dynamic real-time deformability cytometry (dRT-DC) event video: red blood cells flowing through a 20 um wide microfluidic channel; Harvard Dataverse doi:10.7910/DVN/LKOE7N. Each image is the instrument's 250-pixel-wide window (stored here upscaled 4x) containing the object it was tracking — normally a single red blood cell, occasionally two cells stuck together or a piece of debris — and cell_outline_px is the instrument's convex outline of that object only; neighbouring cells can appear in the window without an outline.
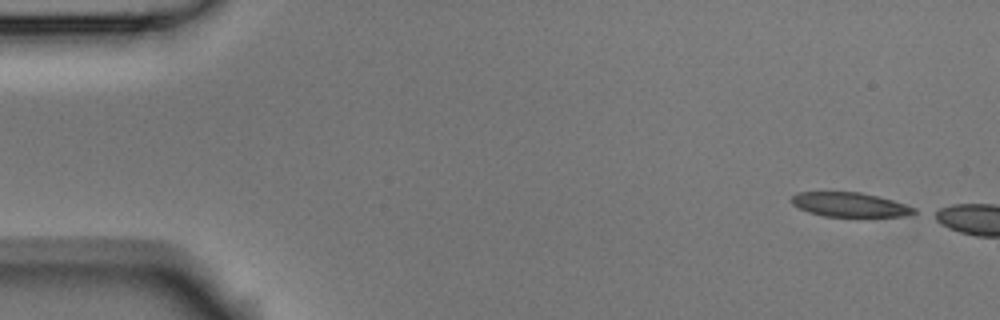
{"species": "Egyptian fruit bat (a non-hibernating species)", "species_latin": "Rousettus aegyptiacus", "temperature_condition": "room temperature", "stored_images_in_passage": 3, "camera_frame_rate_fps": 3000, "um_per_image_px": 0.085, "animal": {"sex": "male"}, "frame": {"image": 1, "passage_image": 1, "time_ms": 0.0, "image_size_px": [1000, 320], "cell_outline_px": [[916, 212], [904, 216], [824, 216], [808, 212], [792, 204], [792, 196], [796, 192], [860, 192], [892, 200], [916, 208]], "centroid_in_image_um": [72.2, 17.39], "position_along_channel_um": 12.8, "area_um2": 17.11}}